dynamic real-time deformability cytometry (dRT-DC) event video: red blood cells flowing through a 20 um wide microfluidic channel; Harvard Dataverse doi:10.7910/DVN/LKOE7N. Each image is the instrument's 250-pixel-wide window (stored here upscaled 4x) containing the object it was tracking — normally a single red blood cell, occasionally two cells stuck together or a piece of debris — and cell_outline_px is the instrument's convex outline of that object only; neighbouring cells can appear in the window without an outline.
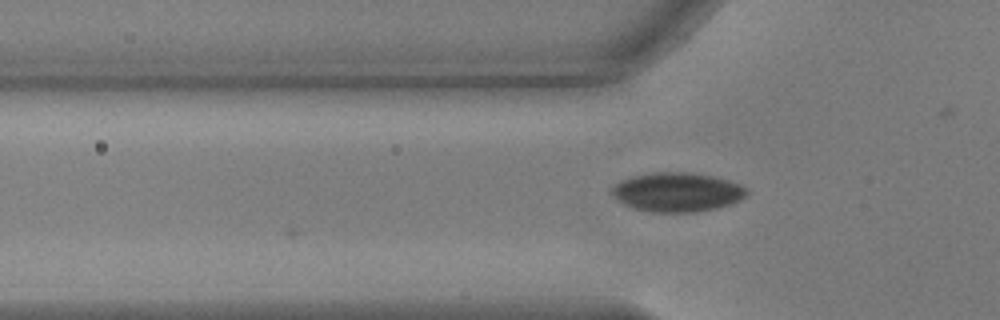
{"species": "common noctule bat (a hibernating species)", "species_latin": "Nyctalus noctula", "temperature_condition": "warm", "stored_images_in_passage": 3, "camera_frame_rate_fps": 3000, "um_per_image_px": 0.085, "animal": {"sex": "male", "body_mass_g": 17.9, "forearm_length_mm": 54.2}, "frame": {"image": 1, "passage_image": 3, "time_ms": 0.667, "image_size_px": [1000, 320], "cell_outline_px": [[748, 192], [740, 200], [716, 208], [696, 212], [652, 212], [636, 208], [624, 204], [608, 192], [620, 180], [632, 176], [652, 172], [692, 172], [712, 176], [728, 180], [740, 184], [748, 188]], "centroid_in_image_um": [57.55, 16.32], "position_along_channel_um": 68.3, "area_um2": 30.81}}